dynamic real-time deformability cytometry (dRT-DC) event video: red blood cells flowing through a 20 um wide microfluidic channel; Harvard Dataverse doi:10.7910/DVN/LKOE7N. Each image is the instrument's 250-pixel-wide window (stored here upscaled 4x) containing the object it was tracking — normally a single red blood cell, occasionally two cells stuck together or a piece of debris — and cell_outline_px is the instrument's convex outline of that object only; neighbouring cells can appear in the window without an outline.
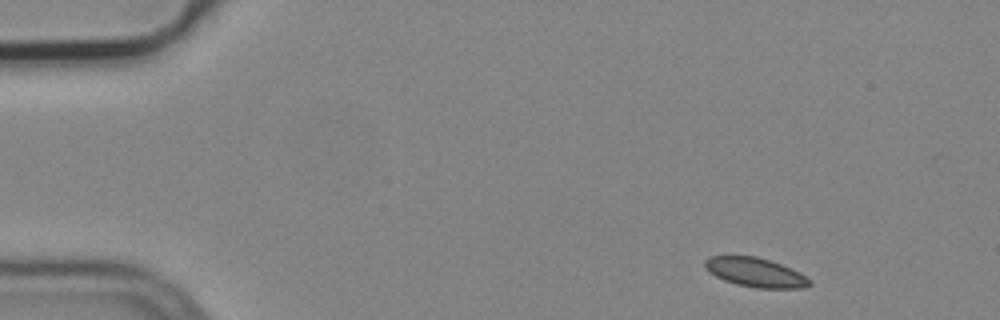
{"species": "common noctule bat (a hibernating species)", "species_latin": "Nyctalus noctula", "temperature_condition": "cold", "stored_images_in_passage": 4, "camera_frame_rate_fps": 3000, "um_per_image_px": 0.085, "animal": {"sex": "male", "body_mass_g": 19.2, "forearm_length_mm": 51.8}, "frame": {"image": 1, "passage_image": 1, "time_ms": 0.0, "image_size_px": [1000, 320], "cell_outline_px": [[812, 284], [800, 288], [756, 288], [736, 284], [724, 280], [708, 272], [704, 268], [704, 260], [708, 256], [756, 256], [792, 268], [800, 272], [812, 280]], "centroid_in_image_um": [64.2, 23.15], "position_along_channel_um": 20.8, "area_um2": 17.92}}